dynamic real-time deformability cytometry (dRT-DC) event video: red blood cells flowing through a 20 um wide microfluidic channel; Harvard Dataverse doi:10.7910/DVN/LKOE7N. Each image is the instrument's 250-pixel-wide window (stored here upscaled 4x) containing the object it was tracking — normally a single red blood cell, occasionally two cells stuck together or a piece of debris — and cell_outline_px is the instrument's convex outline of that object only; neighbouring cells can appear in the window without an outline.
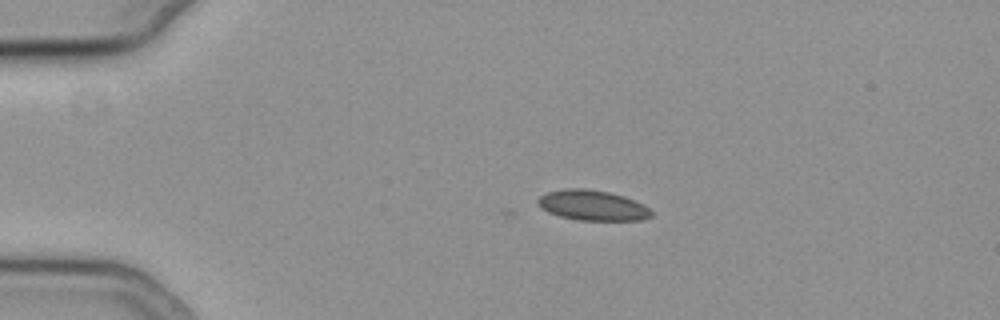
{"species": "common noctule bat (a hibernating species)", "species_latin": "Nyctalus noctula", "temperature_condition": "cold", "stored_images_in_passage": 3, "camera_frame_rate_fps": 3000, "um_per_image_px": 0.085, "animal": {"sex": "female", "body_mass_g": 19.3, "forearm_length_mm": 54.1}, "frame": {"image": 1, "passage_image": 1, "time_ms": 0.0, "image_size_px": [1000, 320], "cell_outline_px": [[652, 216], [640, 220], [580, 220], [560, 216], [548, 212], [536, 200], [540, 196], [548, 192], [568, 188], [584, 188], [608, 192], [624, 196], [648, 208], [652, 212]], "centroid_in_image_um": [50.36, 17.45], "position_along_channel_um": 34.6, "area_um2": 19.59}}